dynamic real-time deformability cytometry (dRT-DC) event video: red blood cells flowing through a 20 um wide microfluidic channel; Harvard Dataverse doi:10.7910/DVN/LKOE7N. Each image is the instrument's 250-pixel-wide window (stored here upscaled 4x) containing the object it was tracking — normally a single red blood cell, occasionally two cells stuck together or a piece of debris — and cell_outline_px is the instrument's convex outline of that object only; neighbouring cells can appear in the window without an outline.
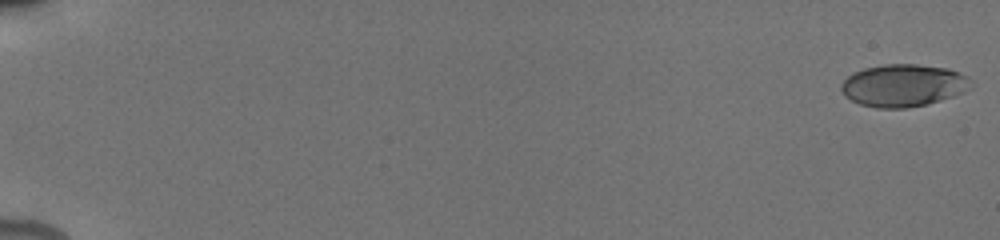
{"species": "human", "species_latin": "Homo sapiens", "temperature_condition": "cold", "stored_images_in_passage": 16, "camera_frame_rate_fps": 3000, "um_per_image_px": 0.085, "donor": {"sex": "male"}, "frame": {"image": 1, "passage_image": 1, "time_ms": 0.0, "image_size_px": [1000, 240], "cell_outline_px": [[976, 84], [964, 92], [928, 104], [908, 108], [876, 108], [860, 104], [844, 96], [840, 88], [840, 84], [848, 76], [864, 68], [884, 64], [916, 64], [948, 68], [960, 72], [968, 76]], "centroid_in_image_um": [76.82, 7.26], "position_along_channel_um": 8.2, "area_um2": 32.37}}
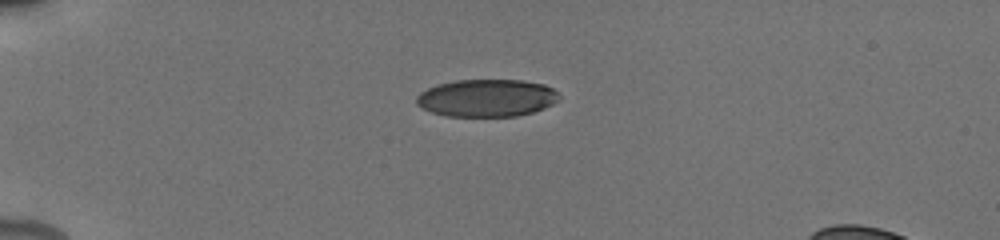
{"frame": {"image": 2, "passage_image": 8, "time_ms": 5.0, "image_size_px": [1000, 240], "cell_outline_px": [[560, 100], [544, 108], [532, 112], [516, 116], [448, 116], [432, 112], [416, 104], [416, 96], [420, 92], [436, 84], [456, 80], [524, 80], [544, 84], [552, 88], [560, 96]], "centroid_in_image_um": [41.38, 8.32], "position_along_channel_um": 43.6, "area_um2": 31.21}}
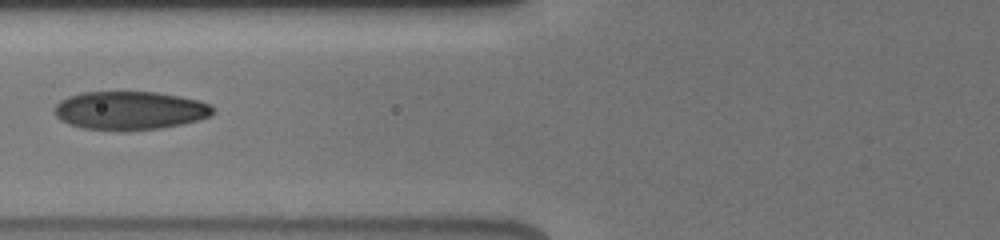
{"frame": {"image": 3, "passage_image": 12, "time_ms": 8.0, "image_size_px": [1000, 240], "cell_outline_px": [[216, 112], [212, 116], [200, 120], [160, 128], [84, 128], [68, 124], [60, 120], [56, 116], [56, 104], [60, 100], [68, 96], [80, 92], [156, 92], [180, 96], [200, 100], [216, 108]], "centroid_in_image_um": [11.09, 9.35], "position_along_channel_um": 114.7, "area_um2": 34.91}}